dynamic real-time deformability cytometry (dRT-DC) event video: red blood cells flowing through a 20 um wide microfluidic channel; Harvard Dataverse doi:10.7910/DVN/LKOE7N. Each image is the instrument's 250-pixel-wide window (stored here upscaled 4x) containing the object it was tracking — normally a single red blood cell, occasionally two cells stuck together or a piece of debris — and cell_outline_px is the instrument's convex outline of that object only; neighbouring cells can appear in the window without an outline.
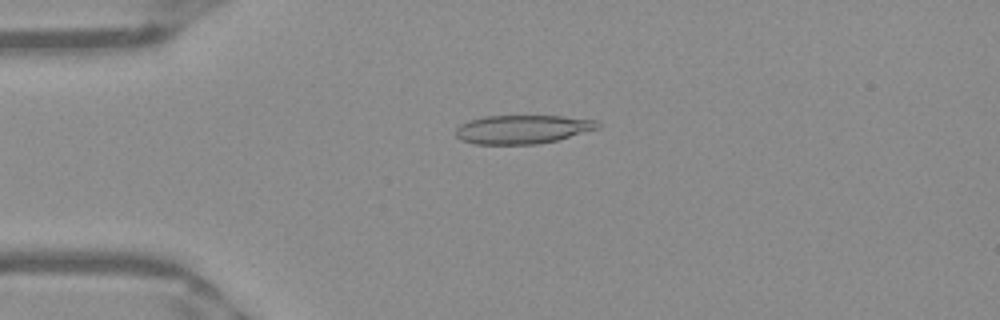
{"species": "Egyptian fruit bat (a non-hibernating species)", "species_latin": "Rousettus aegyptiacus", "temperature_condition": "warm", "stored_images_in_passage": 51, "camera_frame_rate_fps": 3000, "um_per_image_px": 0.085, "frame": {"image": 1, "passage_image": 12, "time_ms": 3.667, "image_size_px": [1000, 320], "cell_outline_px": [[600, 128], [556, 140], [536, 144], [476, 144], [460, 140], [456, 136], [456, 128], [460, 124], [468, 120], [484, 116], [560, 116], [596, 120], [600, 124]], "centroid_in_image_um": [44.38, 10.99], "position_along_channel_um": 40.6, "area_um2": 23.7}}
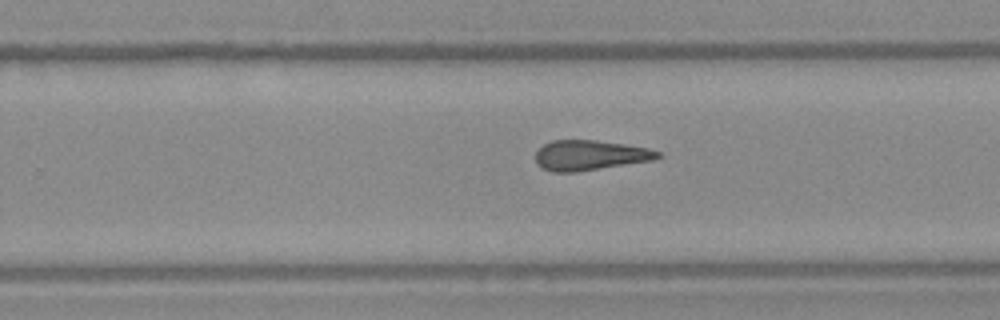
{"frame": {"image": 2, "passage_image": 32, "time_ms": 10.333, "image_size_px": [1000, 320], "cell_outline_px": [[660, 156], [652, 160], [576, 172], [552, 172], [536, 164], [536, 152], [544, 144], [552, 140], [596, 140], [648, 148], [660, 152]], "centroid_in_image_um": [50.11, 13.19], "position_along_channel_um": 279.7, "area_um2": 21.15}}
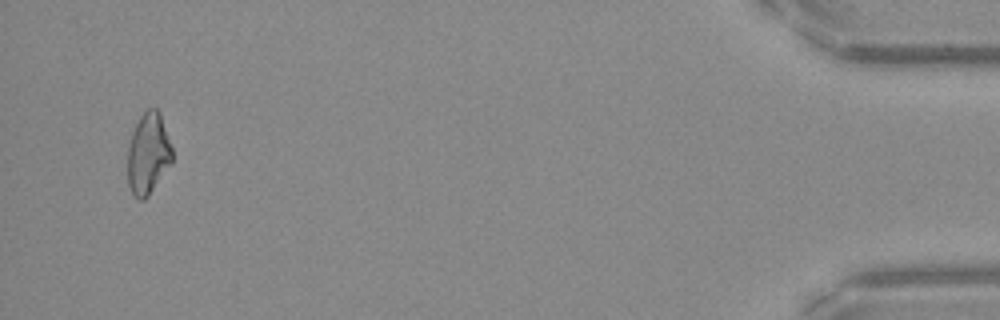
{"frame": {"image": 3, "passage_image": 49, "time_ms": 16.0, "image_size_px": [1000, 320], "cell_outline_px": [[172, 160], [148, 196], [144, 200], [140, 200], [132, 192], [128, 184], [128, 148], [132, 132], [140, 116], [148, 108], [156, 108], [160, 112], [172, 148]], "centroid_in_image_um": [12.59, 13.03], "position_along_channel_um": 422.6, "area_um2": 20.75}, "authors_computed_cell_mechanics": {"area_um2": 22.0218, "velocity_mm_per_s": 3.9666, "shape_relaxation_time_tau1_ms": null, "shape_relaxation_time_tau2_ms": 1.9681, "deformation_change_tau1": null, "deformation_change_tau2": 0.1131}}